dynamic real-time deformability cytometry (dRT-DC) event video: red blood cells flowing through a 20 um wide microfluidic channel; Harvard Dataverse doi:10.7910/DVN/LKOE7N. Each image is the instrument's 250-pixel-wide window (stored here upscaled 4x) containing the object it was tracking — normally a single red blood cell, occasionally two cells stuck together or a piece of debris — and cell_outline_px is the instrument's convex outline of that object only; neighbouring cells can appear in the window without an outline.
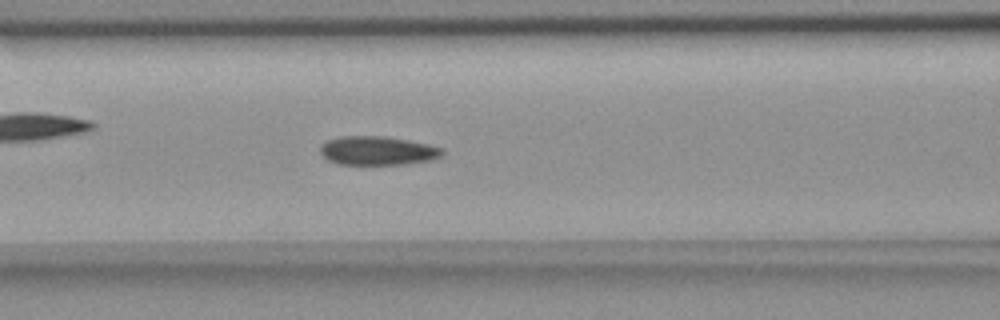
{"species": "common noctule bat (a hibernating species)", "species_latin": "Nyctalus noctula", "temperature_condition": "room temperature", "stored_images_in_passage": 55, "camera_frame_rate_fps": 3000, "um_per_image_px": 0.085, "animal": {"sex": "female", "body_mass_g": 18.4}, "frame": {"image": 1, "passage_image": 22, "time_ms": 7.0, "image_size_px": [1000, 320], "cell_outline_px": [[444, 152], [440, 156], [432, 160], [404, 164], [336, 164], [328, 160], [320, 152], [320, 144], [328, 140], [340, 136], [384, 136], [408, 140], [428, 144], [444, 148]], "centroid_in_image_um": [32.09, 12.8], "position_along_channel_um": 134.5, "area_um2": 20.58}}
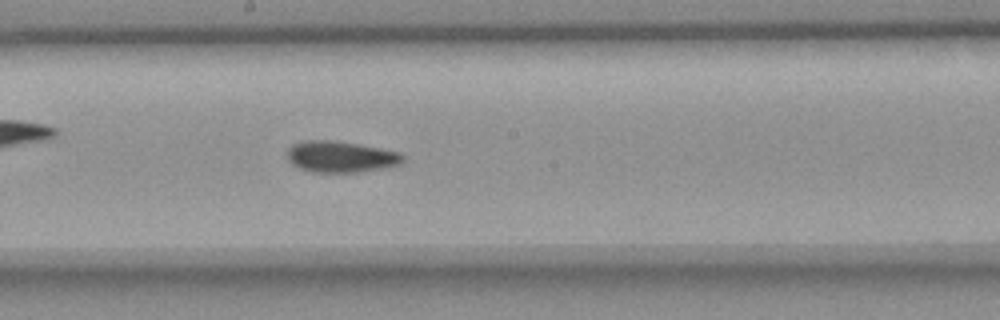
{"frame": {"image": 2, "passage_image": 29, "time_ms": 9.333, "image_size_px": [1000, 320], "cell_outline_px": [[404, 160], [400, 164], [384, 168], [360, 172], [312, 172], [300, 168], [292, 164], [288, 160], [288, 148], [292, 144], [304, 140], [332, 140], [380, 148], [400, 152], [404, 156]], "centroid_in_image_um": [28.96, 13.32], "position_along_channel_um": 219.2, "area_um2": 21.1}}
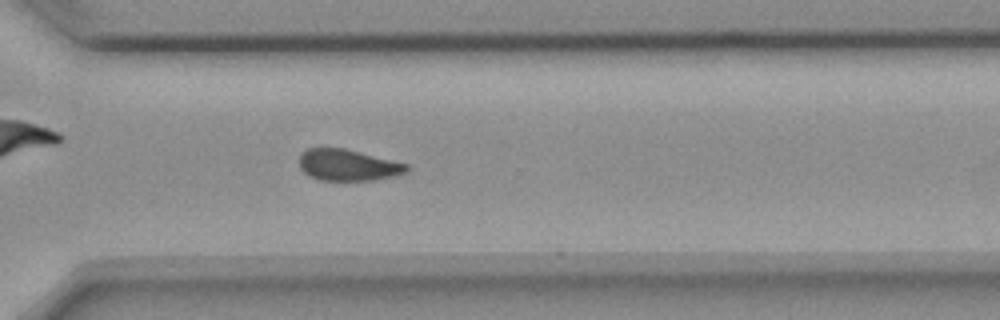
{"frame": {"image": 3, "passage_image": 39, "time_ms": 12.667, "image_size_px": [1000, 320], "cell_outline_px": [[408, 172], [392, 176], [372, 180], [316, 180], [308, 176], [300, 168], [300, 156], [308, 148], [344, 148], [408, 164]], "centroid_in_image_um": [29.56, 14.04], "position_along_channel_um": 341.0, "area_um2": 19.48}}